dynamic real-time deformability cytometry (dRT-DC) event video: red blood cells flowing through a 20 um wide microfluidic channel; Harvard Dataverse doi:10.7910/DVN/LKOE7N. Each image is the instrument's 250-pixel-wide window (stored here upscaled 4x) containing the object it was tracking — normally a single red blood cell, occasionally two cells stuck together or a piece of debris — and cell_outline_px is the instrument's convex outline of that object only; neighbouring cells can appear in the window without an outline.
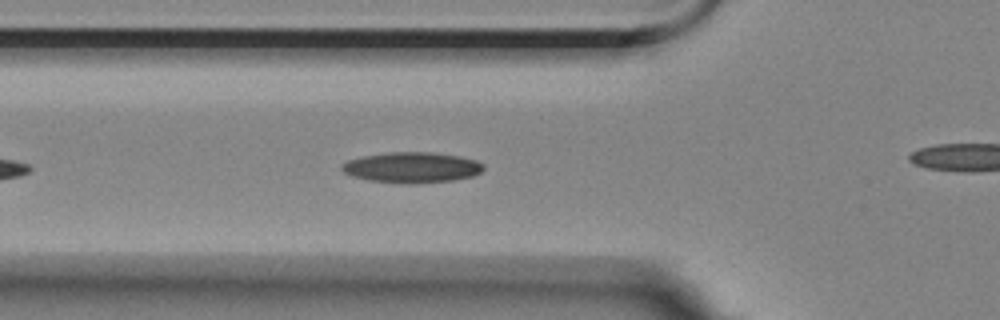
{"species": "Egyptian fruit bat (a non-hibernating species)", "species_latin": "Rousettus aegyptiacus", "temperature_condition": "room temperature", "stored_images_in_passage": 29, "camera_frame_rate_fps": 3000, "um_per_image_px": 0.085, "animal": {"sex": "female"}, "frame": {"image": 1, "passage_image": 8, "time_ms": 2.333, "image_size_px": [1000, 320], "cell_outline_px": [[484, 168], [480, 172], [472, 176], [452, 180], [416, 184], [404, 184], [368, 180], [352, 176], [344, 172], [340, 168], [340, 164], [348, 160], [364, 156], [392, 152], [432, 152], [460, 156], [476, 160], [484, 164]], "centroid_in_image_um": [35.0, 14.24], "position_along_channel_um": 90.8, "area_um2": 25.37}}
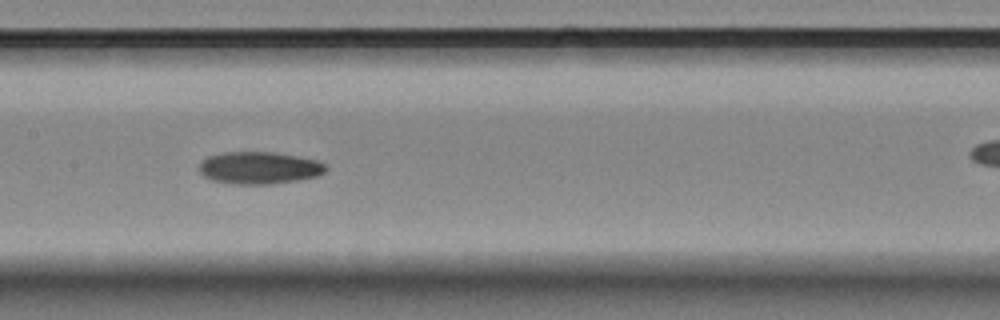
{"frame": {"image": 2, "passage_image": 16, "time_ms": 5.0, "image_size_px": [1000, 320], "cell_outline_px": [[328, 168], [324, 172], [316, 176], [296, 180], [268, 184], [236, 184], [212, 180], [204, 176], [200, 172], [200, 164], [208, 156], [224, 152], [276, 152], [316, 160], [328, 164]], "centroid_in_image_um": [22.06, 14.26], "position_along_channel_um": 185.3, "area_um2": 23.64}}
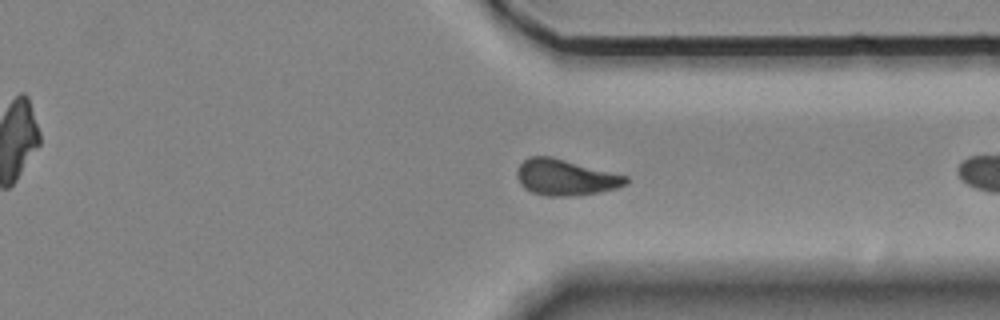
{"frame": {"image": 3, "passage_image": 28, "time_ms": 9.0, "image_size_px": [1000, 320], "cell_outline_px": [[628, 184], [616, 188], [576, 196], [548, 196], [532, 192], [524, 188], [520, 184], [516, 176], [516, 168], [524, 160], [532, 156], [552, 156], [628, 176]], "centroid_in_image_um": [48.05, 15.07], "position_along_channel_um": 363.4, "area_um2": 22.95}}